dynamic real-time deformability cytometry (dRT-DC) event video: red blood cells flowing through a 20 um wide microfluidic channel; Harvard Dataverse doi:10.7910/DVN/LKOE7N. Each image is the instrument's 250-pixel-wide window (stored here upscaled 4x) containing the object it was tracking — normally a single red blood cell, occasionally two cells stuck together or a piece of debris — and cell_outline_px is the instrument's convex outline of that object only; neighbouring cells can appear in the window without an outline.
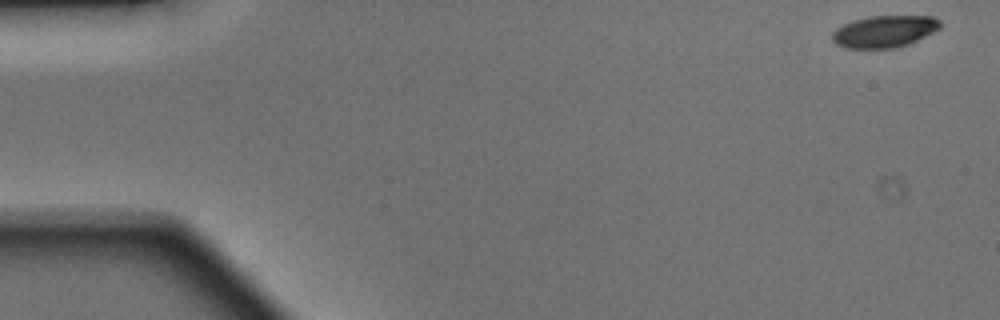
{"species": "Egyptian fruit bat (a non-hibernating species)", "species_latin": "Rousettus aegyptiacus", "temperature_condition": "warm", "stored_images_in_passage": 48, "camera_frame_rate_fps": 3000, "um_per_image_px": 0.085, "animal": {"sex": "male"}, "frame": {"image": 1, "passage_image": 1, "time_ms": 0.0, "image_size_px": [1000, 320], "cell_outline_px": [[940, 28], [908, 44], [896, 48], [844, 48], [836, 44], [832, 40], [832, 32], [836, 28], [852, 20], [868, 16], [932, 16], [940, 20]], "centroid_in_image_um": [75.13, 2.67], "position_along_channel_um": 9.9, "area_um2": 20.06}}
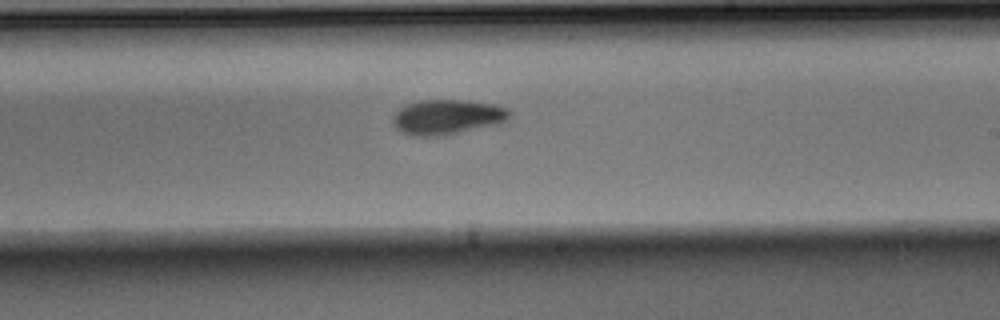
{"frame": {"image": 2, "passage_image": 28, "time_ms": 9.0, "image_size_px": [1000, 320], "cell_outline_px": [[508, 120], [496, 124], [436, 136], [416, 136], [404, 132], [396, 128], [392, 124], [392, 120], [396, 112], [400, 108], [408, 104], [420, 100], [464, 100], [492, 104], [508, 108]], "centroid_in_image_um": [37.98, 9.93], "position_along_channel_um": 251.0, "area_um2": 23.18}}
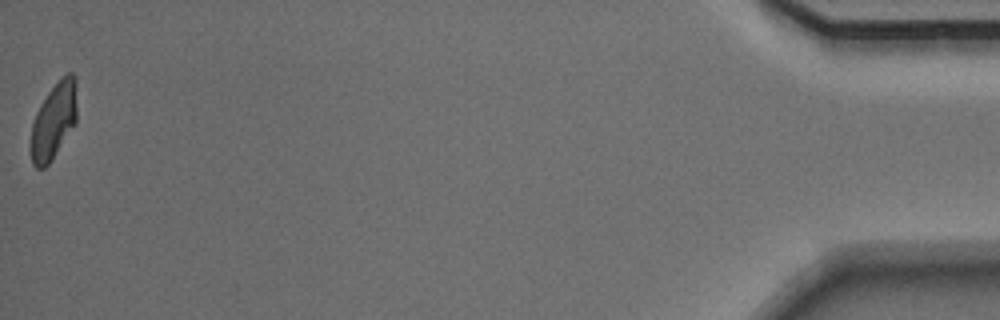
{"frame": {"image": 3, "passage_image": 48, "time_ms": 15.667, "image_size_px": [1000, 320], "cell_outline_px": [[76, 124], [48, 164], [44, 168], [36, 168], [32, 164], [32, 124], [36, 112], [48, 92], [68, 72], [72, 72], [76, 76]], "centroid_in_image_um": [4.6, 10.26], "position_along_channel_um": 430.6, "area_um2": 20.11}, "authors_computed_cell_mechanics": {"area_um2": 21.7906, "velocity_mm_per_s": 4.1377, "shape_relaxation_time_tau1_ms": 2.2428, "shape_relaxation_time_tau2_ms": null, "deformation_change_tau1": 0.1187, "deformation_change_tau2": null}}